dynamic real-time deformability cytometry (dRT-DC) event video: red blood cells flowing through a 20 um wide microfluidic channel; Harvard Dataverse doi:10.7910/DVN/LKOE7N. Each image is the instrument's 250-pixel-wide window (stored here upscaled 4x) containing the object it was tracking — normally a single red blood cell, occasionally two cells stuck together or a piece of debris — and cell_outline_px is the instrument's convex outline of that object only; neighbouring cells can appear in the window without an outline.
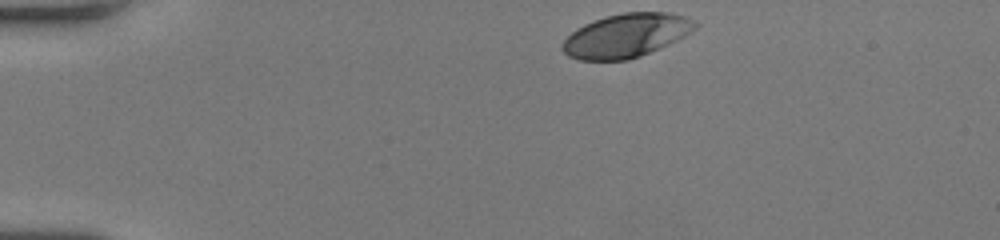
{"species": "human", "species_latin": "Homo sapiens", "temperature_condition": "room temperature", "stored_images_in_passage": 35, "camera_frame_rate_fps": 3000, "um_per_image_px": 0.085, "donor": {"sex": "female"}, "frame": {"image": 1, "passage_image": 1, "time_ms": 0.0, "image_size_px": [1000, 240], "cell_outline_px": [[700, 24], [696, 28], [684, 36], [660, 48], [640, 56], [628, 60], [580, 60], [568, 56], [560, 48], [560, 44], [576, 28], [584, 24], [608, 16], [624, 12], [668, 12], [684, 16]], "centroid_in_image_um": [53.21, 3.02], "position_along_channel_um": 31.8, "area_um2": 33.7}}
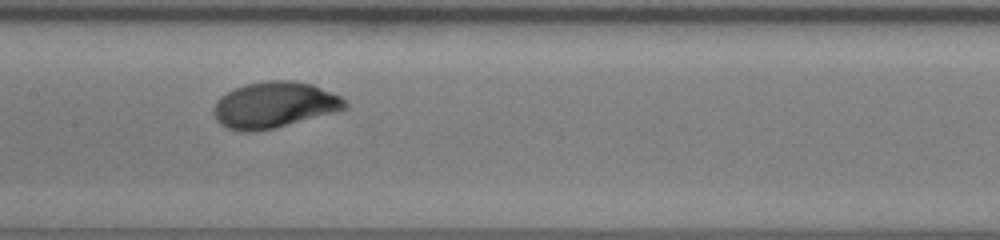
{"frame": {"image": 2, "passage_image": 18, "time_ms": 5.667, "image_size_px": [1000, 240], "cell_outline_px": [[348, 108], [336, 112], [272, 128], [252, 132], [244, 132], [228, 128], [220, 124], [216, 120], [212, 108], [216, 100], [220, 96], [244, 84], [268, 80], [288, 80], [312, 84], [332, 92], [340, 96], [348, 104]], "centroid_in_image_um": [23.3, 8.91], "position_along_channel_um": 184.1, "area_um2": 35.2}}
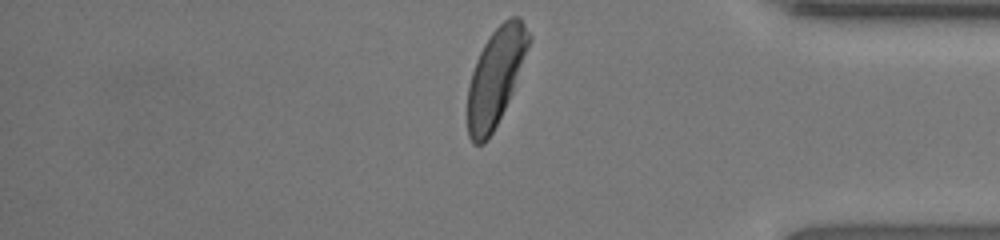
{"frame": {"image": 3, "passage_image": 35, "time_ms": 11.333, "image_size_px": [1000, 240], "cell_outline_px": [[532, 40], [512, 92], [492, 132], [484, 144], [472, 144], [468, 136], [468, 84], [476, 60], [484, 44], [492, 32], [504, 20], [512, 16], [520, 16], [532, 36]], "centroid_in_image_um": [42.14, 6.5], "position_along_channel_um": 393.1, "area_um2": 34.39}, "authors_computed_cell_mechanics": {"area_um2": 34.1598, "velocity_mm_per_s": 4.0028, "shape_relaxation_time_tau1_ms": 2.9275, "shape_relaxation_time_tau2_ms": null, "deformation_change_tau1": 0.1811, "deformation_change_tau2": null}}